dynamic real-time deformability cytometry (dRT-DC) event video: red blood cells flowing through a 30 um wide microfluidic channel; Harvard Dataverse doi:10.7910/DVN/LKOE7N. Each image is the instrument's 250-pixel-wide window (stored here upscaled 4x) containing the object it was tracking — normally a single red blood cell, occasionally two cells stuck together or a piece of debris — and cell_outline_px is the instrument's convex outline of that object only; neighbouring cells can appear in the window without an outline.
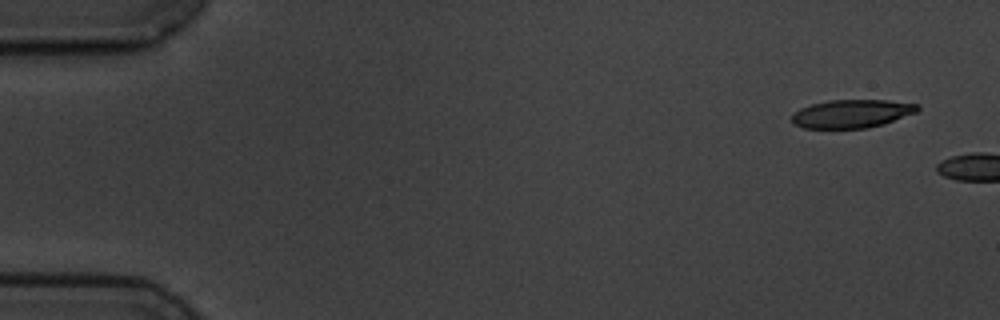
{"species": "common noctule bat (a hibernating species)", "species_latin": "Nyctalus noctula", "temperature_condition": "cold", "stored_images_in_passage": 2, "camera_frame_rate_fps": 3000, "um_per_image_px": 0.085, "animal": {"sex": "male", "body_mass_g": 19.5, "forearm_length_mm": 54.6}, "frame": {"image": 1, "passage_image": 1, "time_ms": 0.0, "image_size_px": [1000, 320], "cell_outline_px": [[920, 108], [916, 112], [884, 124], [868, 128], [804, 128], [792, 124], [792, 116], [800, 108], [812, 104], [828, 100], [888, 100], [920, 104]], "centroid_in_image_um": [72.42, 9.66], "position_along_channel_um": 12.6, "area_um2": 20.75}}